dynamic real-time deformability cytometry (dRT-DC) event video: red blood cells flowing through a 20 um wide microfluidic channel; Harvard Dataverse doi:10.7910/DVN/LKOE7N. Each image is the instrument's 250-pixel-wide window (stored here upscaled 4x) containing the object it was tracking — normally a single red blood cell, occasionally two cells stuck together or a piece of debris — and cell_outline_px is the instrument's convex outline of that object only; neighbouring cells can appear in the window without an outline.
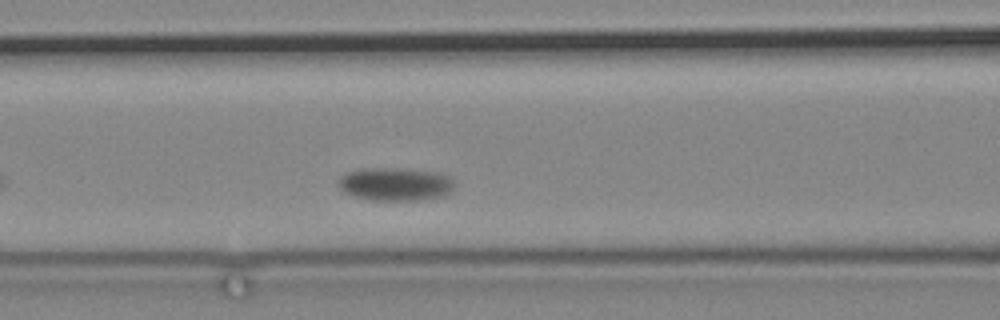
{"species": "common noctule bat (a hibernating species)", "species_latin": "Nyctalus noctula", "temperature_condition": "cold", "stored_images_in_passage": 36, "camera_frame_rate_fps": 3000, "um_per_image_px": 0.085, "animal": {"sex": "male", "body_mass_g": 19.2, "forearm_length_mm": 51.8}, "frame": {"image": 1, "passage_image": 8, "time_ms": 2.333, "image_size_px": [1000, 320], "cell_outline_px": [[452, 188], [444, 196], [416, 200], [372, 200], [352, 196], [344, 192], [340, 188], [340, 176], [348, 172], [368, 168], [396, 168], [440, 172], [448, 176], [452, 180]], "centroid_in_image_um": [33.59, 15.65], "position_along_channel_um": 133.0, "area_um2": 22.2}}
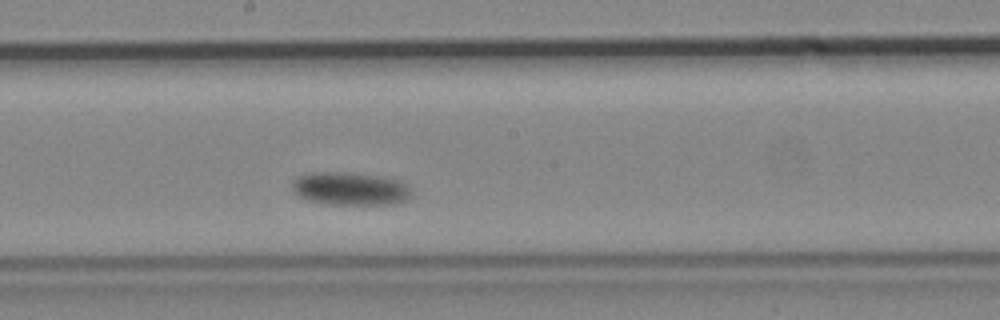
{"frame": {"image": 2, "passage_image": 17, "time_ms": 5.333, "image_size_px": [1000, 320], "cell_outline_px": [[412, 196], [408, 200], [396, 204], [328, 204], [308, 200], [292, 192], [292, 180], [300, 176], [312, 172], [348, 172], [380, 176], [400, 180], [408, 184], [412, 192]], "centroid_in_image_um": [29.81, 16.04], "position_along_channel_um": 218.4, "area_um2": 23.29}}
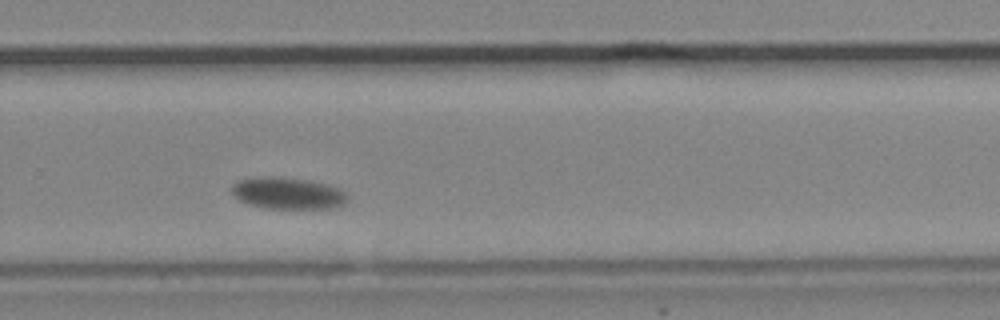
{"frame": {"image": 3, "passage_image": 26, "time_ms": 8.333, "image_size_px": [1000, 320], "cell_outline_px": [[348, 200], [344, 204], [336, 208], [264, 208], [248, 204], [240, 200], [232, 192], [232, 188], [240, 180], [256, 176], [272, 176], [308, 180], [340, 188], [348, 196]], "centroid_in_image_um": [24.49, 16.43], "position_along_channel_um": 305.3, "area_um2": 21.27}}